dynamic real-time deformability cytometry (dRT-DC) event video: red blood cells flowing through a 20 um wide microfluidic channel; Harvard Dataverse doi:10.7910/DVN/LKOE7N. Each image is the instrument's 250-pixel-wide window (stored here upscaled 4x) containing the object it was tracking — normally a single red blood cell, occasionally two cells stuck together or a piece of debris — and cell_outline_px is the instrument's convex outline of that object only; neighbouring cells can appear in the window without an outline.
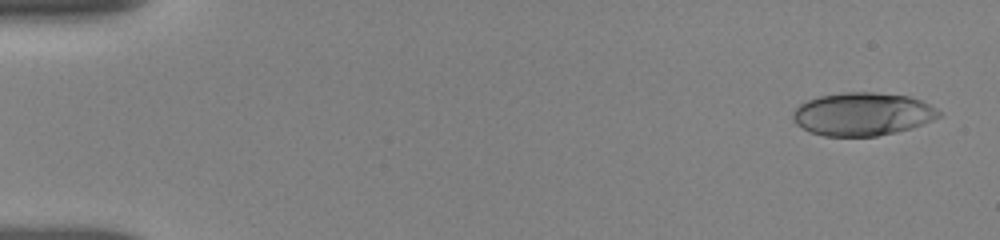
{"species": "human", "species_latin": "Homo sapiens", "temperature_condition": "room temperature", "stored_images_in_passage": 9, "camera_frame_rate_fps": 3000, "um_per_image_px": 0.085, "donor": {"sex": "female"}, "frame": {"image": 1, "passage_image": 1, "time_ms": 0.0, "image_size_px": [1000, 240], "cell_outline_px": [[944, 112], [940, 116], [932, 120], [912, 128], [896, 132], [876, 136], [824, 136], [812, 132], [796, 124], [792, 120], [792, 112], [800, 104], [808, 100], [820, 96], [844, 92], [872, 92], [908, 96], [920, 100]], "centroid_in_image_um": [73.32, 9.7], "position_along_channel_um": 11.7, "area_um2": 36.59}}
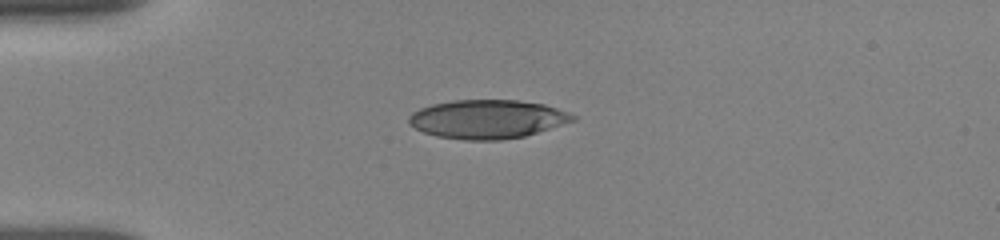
{"frame": {"image": 2, "passage_image": 6, "time_ms": 3.667, "image_size_px": [1000, 240], "cell_outline_px": [[576, 120], [524, 136], [500, 140], [464, 140], [436, 136], [424, 132], [408, 124], [408, 116], [412, 112], [420, 108], [432, 104], [452, 100], [516, 100], [544, 104], [568, 112], [576, 116]], "centroid_in_image_um": [41.4, 10.12], "position_along_channel_um": 43.6, "area_um2": 36.99}}
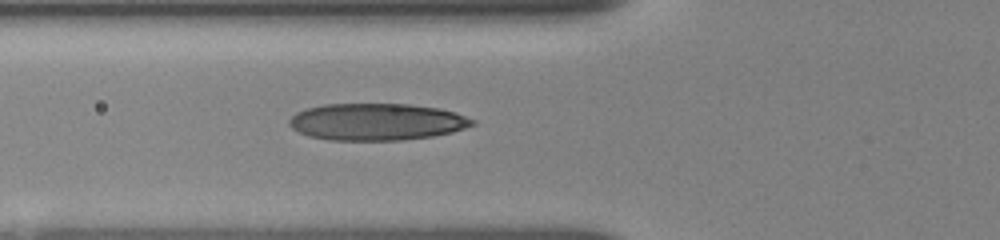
{"frame": {"image": 3, "passage_image": 9, "time_ms": 5.667, "image_size_px": [1000, 240], "cell_outline_px": [[476, 124], [452, 132], [432, 136], [404, 140], [328, 140], [308, 136], [292, 128], [288, 124], [288, 120], [296, 112], [308, 108], [324, 104], [408, 104], [440, 108], [456, 112], [476, 120]], "centroid_in_image_um": [32.03, 10.35], "position_along_channel_um": 93.8, "area_um2": 39.59}}